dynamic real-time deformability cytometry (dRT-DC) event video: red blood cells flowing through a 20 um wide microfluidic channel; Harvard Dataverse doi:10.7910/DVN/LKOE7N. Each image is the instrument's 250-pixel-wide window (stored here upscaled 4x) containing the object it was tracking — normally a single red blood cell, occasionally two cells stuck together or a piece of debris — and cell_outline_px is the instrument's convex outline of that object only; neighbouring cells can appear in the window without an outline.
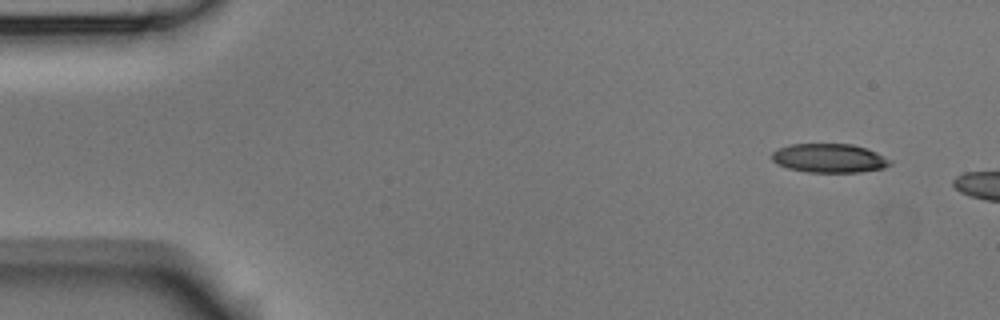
{"species": "Egyptian fruit bat (a non-hibernating species)", "species_latin": "Rousettus aegyptiacus", "temperature_condition": "room temperature", "stored_images_in_passage": 3, "camera_frame_rate_fps": 3000, "um_per_image_px": 0.085, "animal": {"sex": "male"}, "frame": {"image": 1, "passage_image": 1, "time_ms": 0.0, "image_size_px": [1000, 320], "cell_outline_px": [[892, 164], [884, 168], [860, 172], [808, 172], [788, 168], [776, 164], [772, 160], [772, 152], [776, 148], [788, 144], [852, 144], [876, 152], [892, 160]], "centroid_in_image_um": [70.47, 13.44], "position_along_channel_um": 14.5, "area_um2": 20.06}}